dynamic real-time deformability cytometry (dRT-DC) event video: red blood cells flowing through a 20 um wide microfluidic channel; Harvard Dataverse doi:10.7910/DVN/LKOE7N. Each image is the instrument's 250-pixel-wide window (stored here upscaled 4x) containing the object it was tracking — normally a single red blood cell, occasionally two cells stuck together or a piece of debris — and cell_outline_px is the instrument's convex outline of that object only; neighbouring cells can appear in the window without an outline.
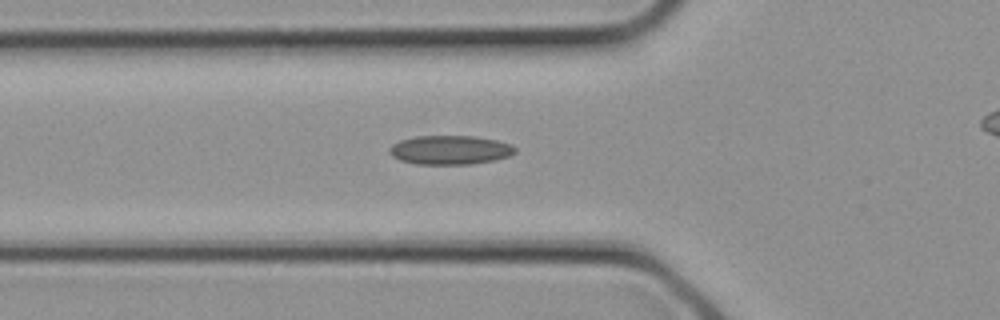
{"species": "common noctule bat (a hibernating species)", "species_latin": "Nyctalus noctula", "temperature_condition": "cold", "stored_images_in_passage": 23, "camera_frame_rate_fps": 3000, "um_per_image_px": 0.085, "animal": {"sex": "female", "body_mass_g": 21.9}, "frame": {"image": 1, "passage_image": 7, "time_ms": 2.0, "image_size_px": [1000, 320], "cell_outline_px": [[516, 152], [508, 156], [496, 160], [472, 164], [416, 164], [400, 160], [392, 156], [388, 152], [388, 148], [392, 144], [400, 140], [416, 136], [476, 136], [496, 140], [512, 144], [516, 148]], "centroid_in_image_um": [38.25, 12.74], "position_along_channel_um": 87.5, "area_um2": 21.44}}
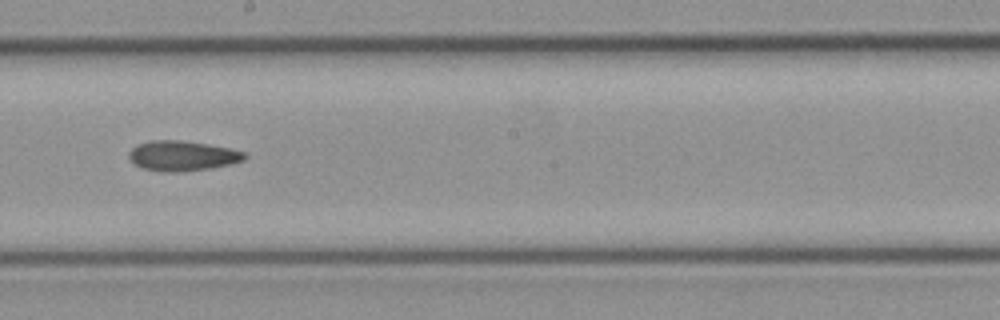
{"frame": {"image": 2, "passage_image": 13, "time_ms": 4.0, "image_size_px": [1000, 320], "cell_outline_px": [[248, 156], [244, 160], [232, 164], [208, 168], [180, 172], [164, 172], [144, 168], [132, 164], [128, 156], [128, 152], [136, 144], [152, 140], [180, 140], [208, 144], [232, 148], [248, 152]], "centroid_in_image_um": [15.52, 13.24], "position_along_channel_um": 232.7, "area_um2": 20.58}}
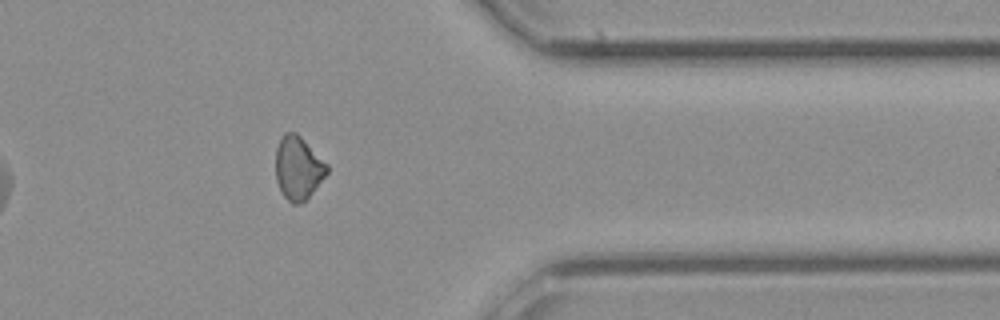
{"frame": {"image": 3, "passage_image": 20, "time_ms": 6.333, "image_size_px": [1000, 320], "cell_outline_px": [[328, 172], [312, 192], [300, 204], [292, 204], [284, 196], [276, 180], [276, 148], [284, 132], [296, 132], [328, 164]], "centroid_in_image_um": [25.34, 14.26], "position_along_channel_um": 386.1, "area_um2": 18.67}}